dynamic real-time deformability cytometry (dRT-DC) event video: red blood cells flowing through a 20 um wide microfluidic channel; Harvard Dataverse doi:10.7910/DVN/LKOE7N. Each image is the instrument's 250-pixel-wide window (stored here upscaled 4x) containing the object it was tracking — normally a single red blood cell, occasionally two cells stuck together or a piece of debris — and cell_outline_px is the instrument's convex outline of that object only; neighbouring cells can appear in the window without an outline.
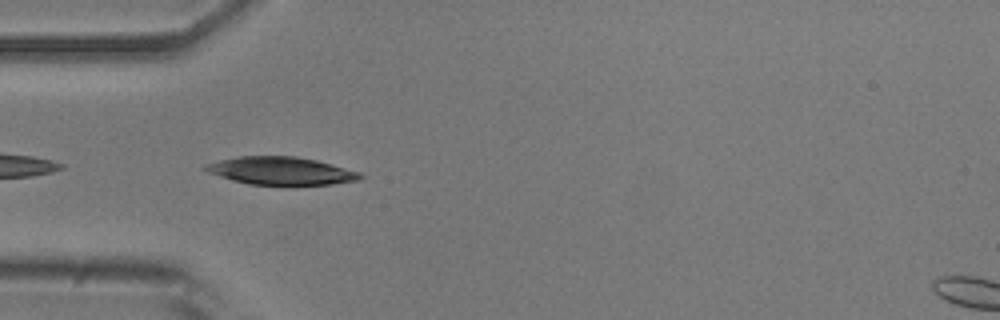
{"species": "common noctule bat (a hibernating species)", "species_latin": "Nyctalus noctula", "temperature_condition": "room temperature", "stored_images_in_passage": 26, "camera_frame_rate_fps": 3000, "um_per_image_px": 0.085, "animal": {"sex": "male", "body_mass_g": 20.5, "forearm_length_mm": 52.5}, "frame": {"image": 1, "passage_image": 2, "time_ms": 0.333, "image_size_px": [1000, 320], "cell_outline_px": [[364, 176], [360, 180], [332, 184], [248, 184], [232, 180], [208, 172], [200, 168], [204, 164], [220, 160], [240, 156], [296, 156], [316, 160], [360, 172]], "centroid_in_image_um": [23.86, 14.51], "position_along_channel_um": 61.1, "area_um2": 24.91}}
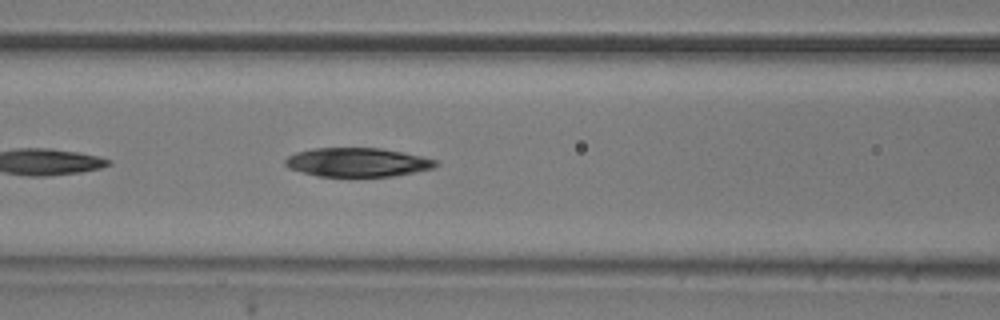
{"frame": {"image": 2, "passage_image": 8, "time_ms": 2.333, "image_size_px": [1000, 320], "cell_outline_px": [[440, 164], [432, 168], [392, 176], [320, 176], [288, 168], [284, 164], [284, 160], [288, 156], [296, 152], [312, 148], [380, 148], [420, 156], [436, 160]], "centroid_in_image_um": [30.34, 13.78], "position_along_channel_um": 136.3, "area_um2": 25.03}}
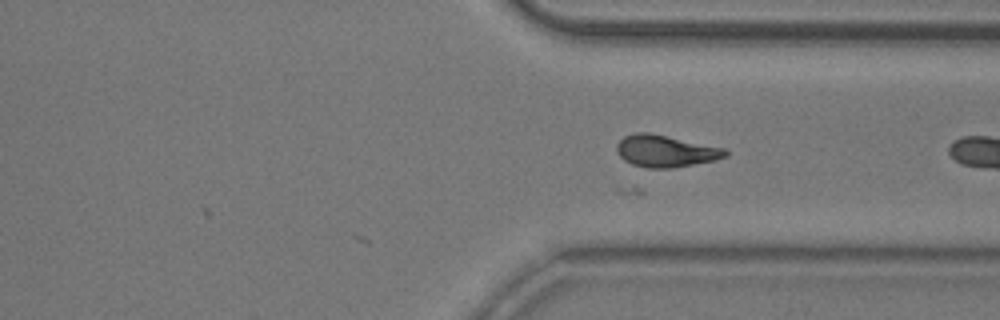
{"frame": {"image": 3, "passage_image": 21, "time_ms": 6.667, "image_size_px": [1000, 320], "cell_outline_px": [[728, 156], [716, 160], [672, 168], [648, 168], [632, 164], [624, 160], [616, 152], [616, 144], [624, 136], [636, 132], [648, 132], [724, 148], [728, 152]], "centroid_in_image_um": [56.55, 12.84], "position_along_channel_um": 354.8, "area_um2": 20.17}}